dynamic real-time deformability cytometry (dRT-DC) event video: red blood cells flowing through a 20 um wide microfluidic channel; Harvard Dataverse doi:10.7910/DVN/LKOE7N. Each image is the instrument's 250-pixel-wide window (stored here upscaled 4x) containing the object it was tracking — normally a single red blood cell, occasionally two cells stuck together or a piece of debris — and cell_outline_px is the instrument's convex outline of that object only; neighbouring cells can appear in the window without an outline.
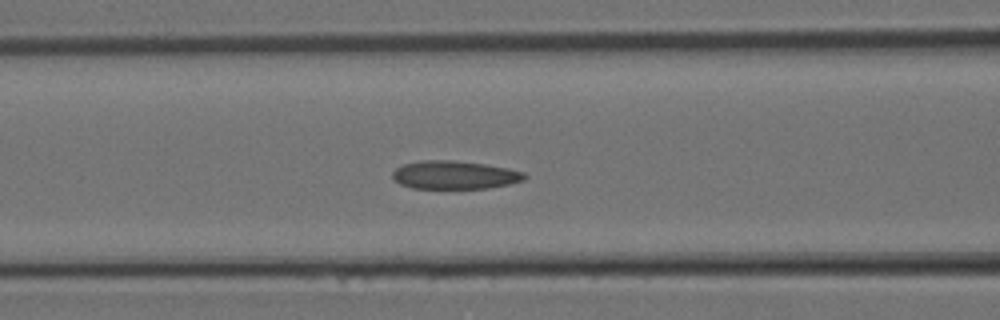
{"species": "Egyptian fruit bat (a non-hibernating species)", "species_latin": "Rousettus aegyptiacus", "temperature_condition": "room temperature", "stored_images_in_passage": 13, "segment_of_instrument_passage": [1, 2], "camera_frame_rate_fps": 3000, "um_per_image_px": 0.085, "animal": {"sex": "female"}, "frame": {"image": 1, "passage_image": 10, "time_ms": 3.0, "image_size_px": [1000, 320], "cell_outline_px": [[528, 176], [524, 180], [508, 184], [488, 188], [412, 188], [400, 184], [392, 176], [392, 172], [396, 168], [404, 164], [420, 160], [452, 160], [484, 164], [508, 168], [524, 172]], "centroid_in_image_um": [38.64, 14.87], "position_along_channel_um": 128.0, "area_um2": 21.68}}